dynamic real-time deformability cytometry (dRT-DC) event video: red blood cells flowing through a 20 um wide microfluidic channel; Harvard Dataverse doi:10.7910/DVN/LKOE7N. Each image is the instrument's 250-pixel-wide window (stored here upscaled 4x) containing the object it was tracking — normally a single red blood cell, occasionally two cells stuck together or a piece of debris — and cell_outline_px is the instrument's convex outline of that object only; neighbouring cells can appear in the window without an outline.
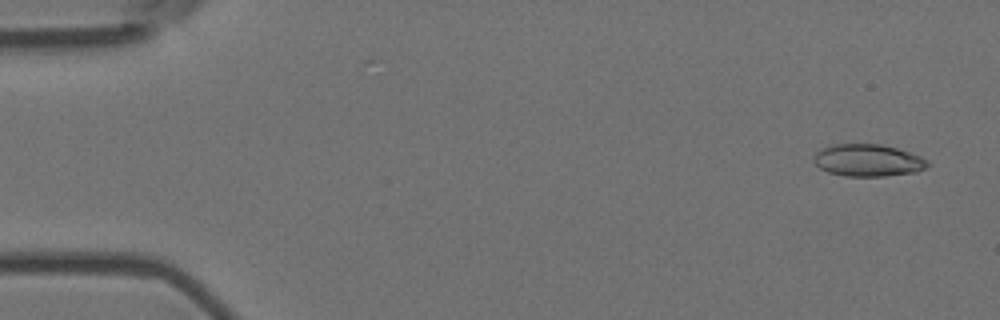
{"species": "Egyptian fruit bat (a non-hibernating species)", "species_latin": "Rousettus aegyptiacus", "temperature_condition": "room temperature", "stored_images_in_passage": 55, "camera_frame_rate_fps": 3000, "um_per_image_px": 0.085, "animal": {"sex": "female"}, "frame": {"image": 1, "passage_image": 3, "time_ms": 0.667, "image_size_px": [1000, 320], "cell_outline_px": [[932, 164], [916, 172], [884, 176], [844, 176], [828, 172], [820, 168], [812, 160], [816, 152], [832, 144], [880, 144], [896, 148], [920, 156], [928, 160]], "centroid_in_image_um": [73.78, 13.63], "position_along_channel_um": 11.2, "area_um2": 21.33}}
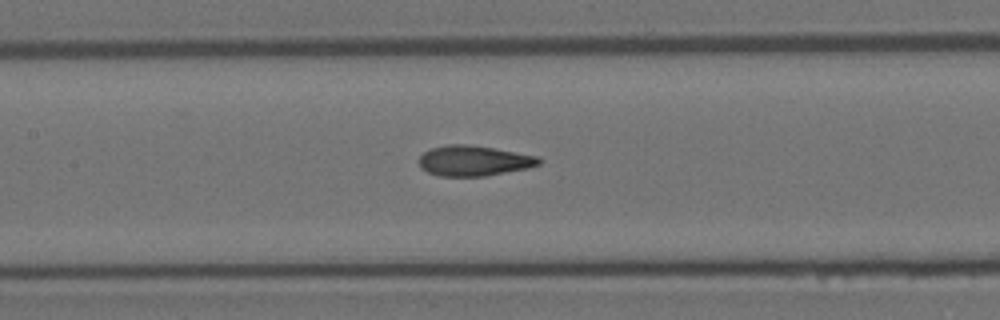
{"frame": {"image": 2, "passage_image": 26, "time_ms": 8.333, "image_size_px": [1000, 320], "cell_outline_px": [[544, 160], [540, 164], [528, 168], [484, 176], [440, 176], [428, 172], [420, 168], [420, 156], [424, 152], [432, 148], [448, 144], [468, 144], [540, 156]], "centroid_in_image_um": [40.31, 13.66], "position_along_channel_um": 167.1, "area_um2": 21.21}}
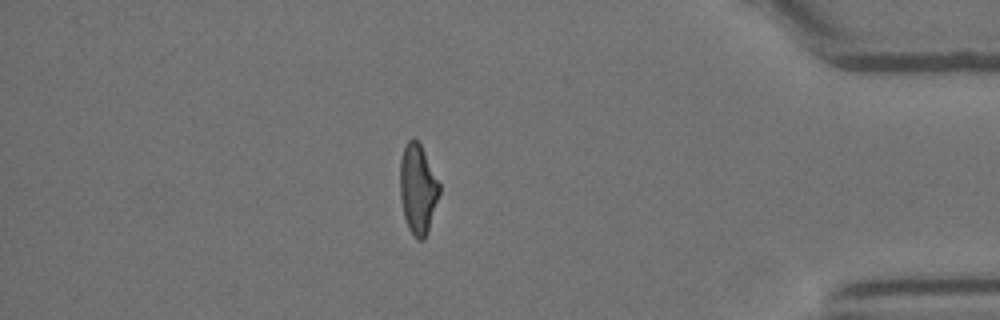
{"frame": {"image": 3, "passage_image": 48, "time_ms": 15.667, "image_size_px": [1000, 320], "cell_outline_px": [[440, 192], [428, 232], [424, 240], [416, 240], [408, 228], [404, 216], [400, 196], [400, 160], [404, 148], [408, 140], [412, 136], [420, 144], [440, 184]], "centroid_in_image_um": [35.51, 16.09], "position_along_channel_um": 399.7, "area_um2": 20.58}, "authors_computed_cell_mechanics": {"area_um2": 21.097, "velocity_mm_per_s": 3.678, "shape_relaxation_time_tau1_ms": 8.7837, "shape_relaxation_time_tau2_ms": 1.7835, "deformation_change_tau1": 0.2288, "deformation_change_tau2": 0.0895}}